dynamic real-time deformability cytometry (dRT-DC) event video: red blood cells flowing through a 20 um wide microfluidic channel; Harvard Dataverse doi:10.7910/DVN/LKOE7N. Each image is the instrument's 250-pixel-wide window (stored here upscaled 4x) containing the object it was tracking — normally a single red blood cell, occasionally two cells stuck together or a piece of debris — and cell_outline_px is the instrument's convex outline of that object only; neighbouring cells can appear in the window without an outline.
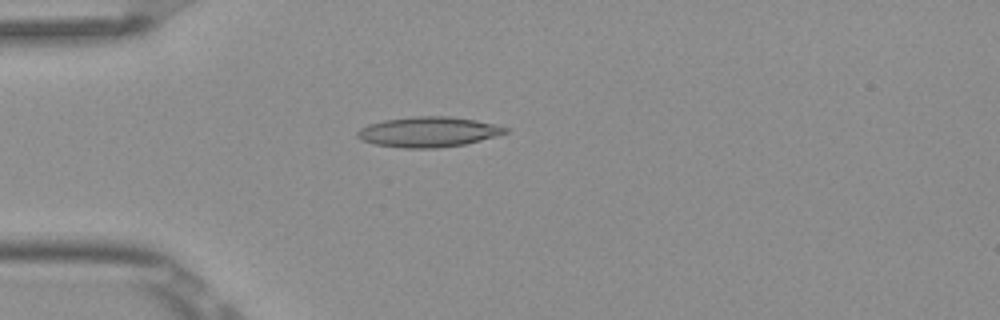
{"species": "Egyptian fruit bat (a non-hibernating species)", "species_latin": "Rousettus aegyptiacus", "temperature_condition": "room temperature", "stored_images_in_passage": 3, "camera_frame_rate_fps": 3000, "um_per_image_px": 0.085, "frame": {"image": 1, "passage_image": 3, "time_ms": 0.667, "image_size_px": [1000, 320], "cell_outline_px": [[508, 132], [480, 140], [464, 144], [436, 148], [404, 148], [376, 144], [364, 140], [356, 136], [356, 132], [360, 128], [368, 124], [384, 120], [416, 116], [452, 116], [476, 120], [508, 128]], "centroid_in_image_um": [36.39, 11.2], "position_along_channel_um": 48.6, "area_um2": 25.78}}